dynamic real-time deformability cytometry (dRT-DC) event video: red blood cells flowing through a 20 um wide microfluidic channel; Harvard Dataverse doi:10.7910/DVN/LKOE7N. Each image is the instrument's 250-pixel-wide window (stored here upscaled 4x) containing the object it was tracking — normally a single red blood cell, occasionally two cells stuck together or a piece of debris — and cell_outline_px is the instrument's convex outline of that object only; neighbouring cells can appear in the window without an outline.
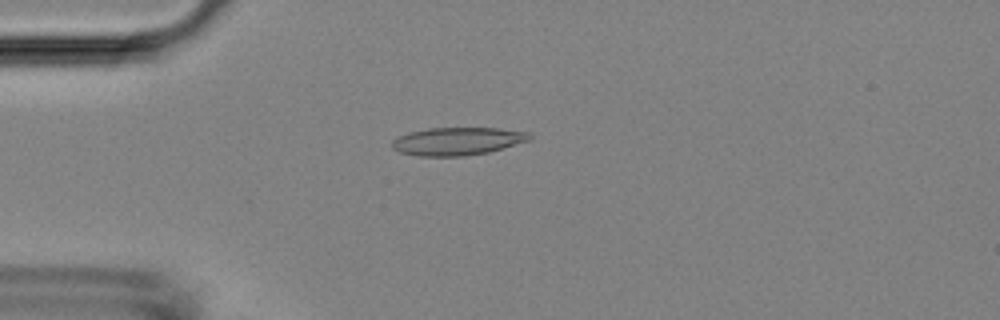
{"species": "Egyptian fruit bat (a non-hibernating species)", "species_latin": "Rousettus aegyptiacus", "temperature_condition": "room temperature", "stored_images_in_passage": 38, "camera_frame_rate_fps": 3000, "um_per_image_px": 0.085, "animal": {"sex": "female"}, "frame": {"image": 1, "passage_image": 14, "time_ms": 4.333, "image_size_px": [1000, 320], "cell_outline_px": [[532, 140], [488, 152], [464, 156], [416, 156], [400, 152], [392, 148], [392, 140], [396, 136], [408, 132], [428, 128], [496, 128], [532, 132]], "centroid_in_image_um": [38.89, 12.0], "position_along_channel_um": 46.1, "area_um2": 22.6}}
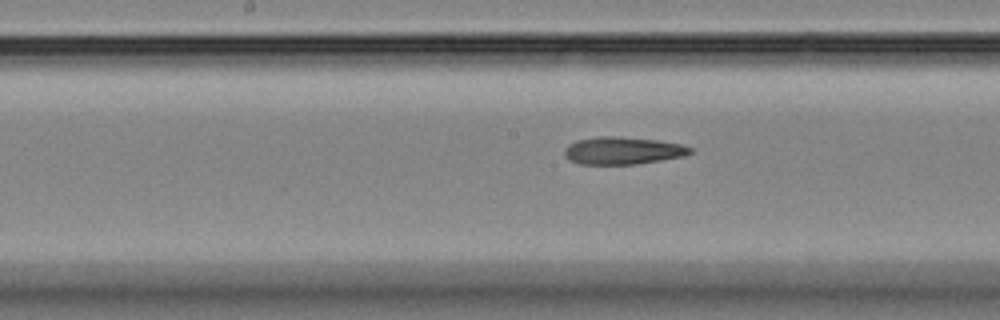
{"frame": {"image": 2, "passage_image": 27, "time_ms": 8.667, "image_size_px": [1000, 320], "cell_outline_px": [[692, 152], [684, 156], [636, 164], [580, 164], [568, 160], [564, 156], [564, 148], [568, 144], [576, 140], [600, 136], [612, 136], [660, 140], [684, 144], [692, 148]], "centroid_in_image_um": [52.92, 12.8], "position_along_channel_um": 195.3, "area_um2": 20.29}}
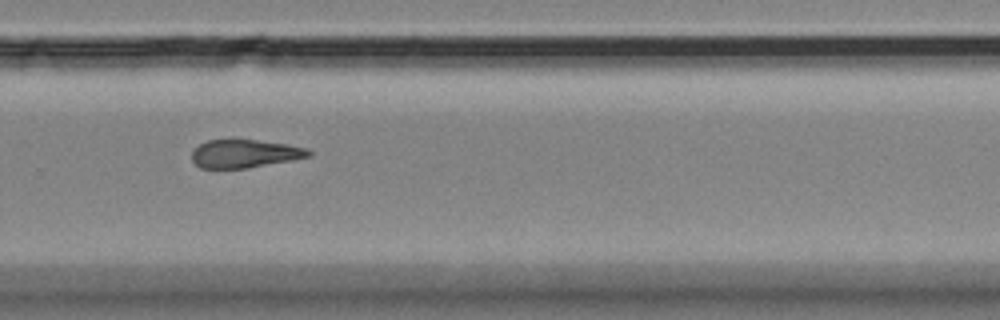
{"frame": {"image": 3, "passage_image": 36, "time_ms": 11.667, "image_size_px": [1000, 320], "cell_outline_px": [[312, 156], [292, 160], [248, 168], [200, 168], [192, 160], [192, 152], [200, 144], [208, 140], [256, 140], [288, 144], [308, 148], [312, 152]], "centroid_in_image_um": [20.84, 13.06], "position_along_channel_um": 309.0, "area_um2": 19.13}}